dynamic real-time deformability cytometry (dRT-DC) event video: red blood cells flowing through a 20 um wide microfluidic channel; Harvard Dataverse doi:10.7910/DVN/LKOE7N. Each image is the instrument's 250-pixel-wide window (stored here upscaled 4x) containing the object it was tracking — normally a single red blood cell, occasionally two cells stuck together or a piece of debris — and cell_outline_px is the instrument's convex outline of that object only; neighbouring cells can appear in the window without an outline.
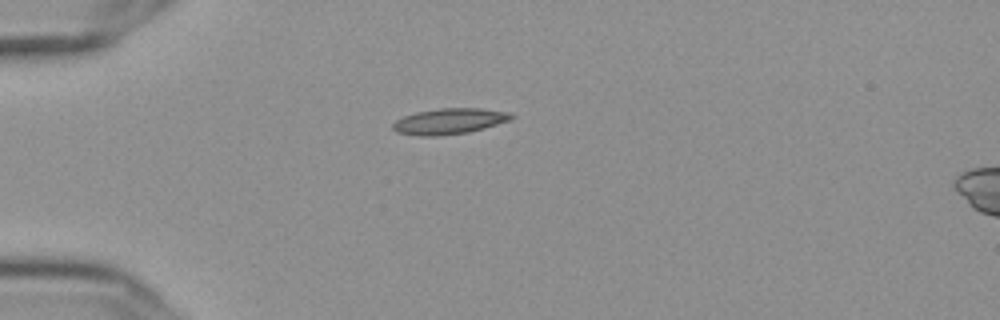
{"species": "Egyptian fruit bat (a non-hibernating species)", "species_latin": "Rousettus aegyptiacus", "temperature_condition": "cold", "stored_images_in_passage": 42, "camera_frame_rate_fps": 3000, "um_per_image_px": 0.085, "frame": {"image": 1, "passage_image": 1, "time_ms": 0.0, "image_size_px": [1000, 320], "cell_outline_px": [[516, 116], [512, 120], [484, 128], [468, 132], [440, 136], [420, 136], [396, 132], [392, 128], [392, 124], [396, 120], [404, 116], [416, 112], [440, 108], [480, 108], [512, 112]], "centroid_in_image_um": [38.24, 10.3], "position_along_channel_um": 46.8, "area_um2": 18.03}}
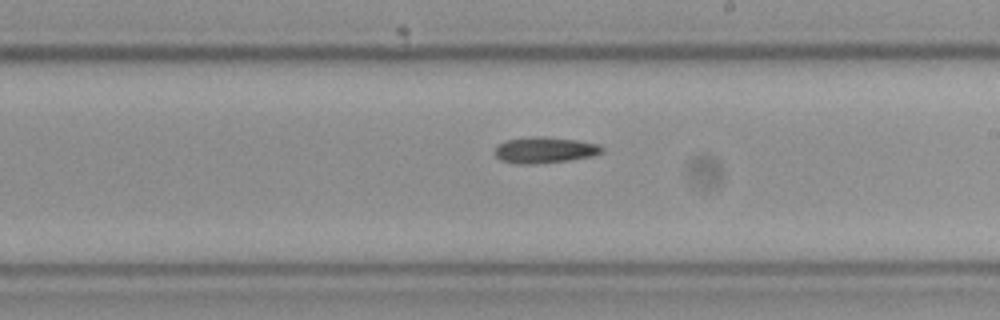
{"frame": {"image": 2, "passage_image": 19, "time_ms": 6.0, "image_size_px": [1000, 320], "cell_outline_px": [[604, 152], [592, 156], [568, 160], [532, 164], [520, 164], [500, 160], [492, 152], [496, 144], [504, 140], [532, 136], [548, 136], [576, 140], [600, 144], [604, 148]], "centroid_in_image_um": [46.26, 12.73], "position_along_channel_um": 242.7, "area_um2": 16.65}}
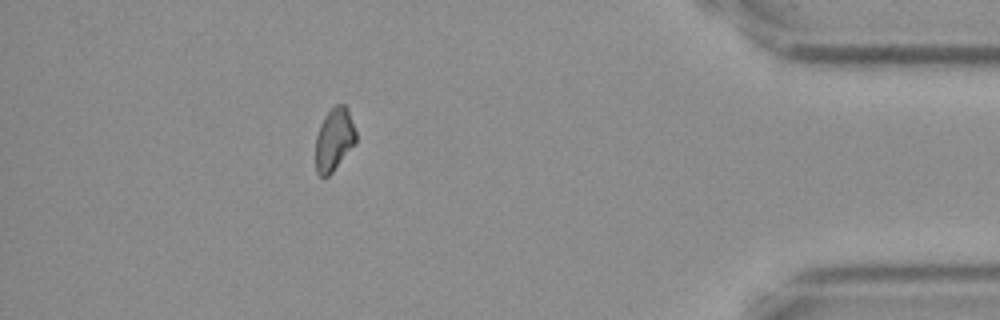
{"frame": {"image": 3, "passage_image": 36, "time_ms": 11.667, "image_size_px": [1000, 320], "cell_outline_px": [[356, 144], [332, 172], [328, 176], [320, 176], [316, 172], [316, 136], [320, 124], [324, 116], [336, 104], [344, 104], [348, 108], [356, 132]], "centroid_in_image_um": [28.42, 11.85], "position_along_channel_um": 406.8, "area_um2": 14.85}}